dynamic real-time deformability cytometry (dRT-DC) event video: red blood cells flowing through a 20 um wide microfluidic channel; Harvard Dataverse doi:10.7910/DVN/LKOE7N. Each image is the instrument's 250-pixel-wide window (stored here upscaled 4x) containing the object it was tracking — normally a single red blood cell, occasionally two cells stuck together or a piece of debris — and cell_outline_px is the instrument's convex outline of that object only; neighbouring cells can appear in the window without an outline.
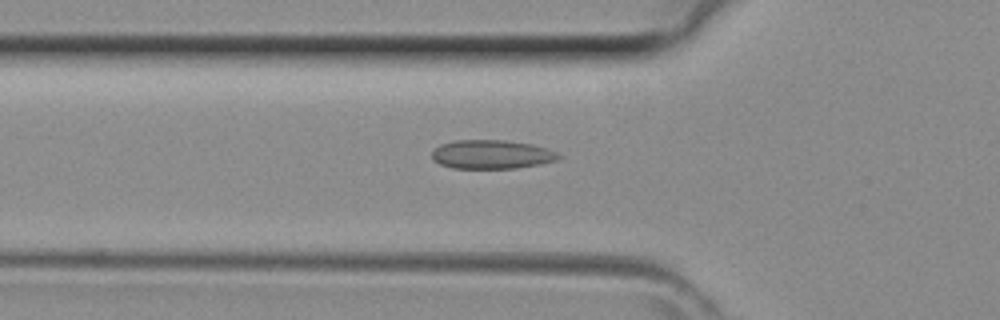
{"species": "common noctule bat (a hibernating species)", "species_latin": "Nyctalus noctula", "temperature_condition": "room temperature", "stored_images_in_passage": 30, "camera_frame_rate_fps": 3000, "um_per_image_px": 0.085, "animal": {"sex": "female", "body_mass_g": 29.2, "forearm_length_mm": 56.3}, "frame": {"image": 1, "passage_image": 3, "time_ms": 0.667, "image_size_px": [1000, 320], "cell_outline_px": [[560, 156], [556, 160], [540, 164], [516, 168], [452, 168], [440, 164], [432, 160], [432, 148], [440, 144], [456, 140], [504, 140], [532, 144], [548, 148], [556, 152]], "centroid_in_image_um": [41.75, 13.12], "position_along_channel_um": 84.1, "area_um2": 21.39}}
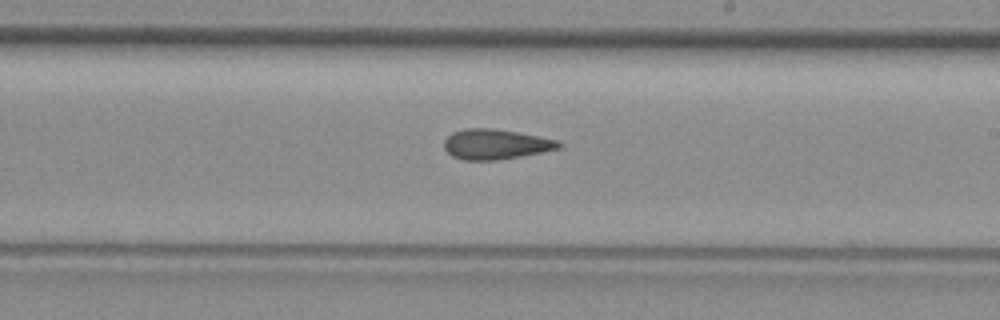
{"frame": {"image": 2, "passage_image": 13, "time_ms": 4.0, "image_size_px": [1000, 320], "cell_outline_px": [[564, 144], [560, 148], [520, 156], [496, 160], [464, 160], [452, 156], [444, 148], [444, 140], [452, 132], [464, 128], [492, 128], [516, 132], [556, 140]], "centroid_in_image_um": [42.09, 12.26], "position_along_channel_um": 246.9, "area_um2": 19.94}}
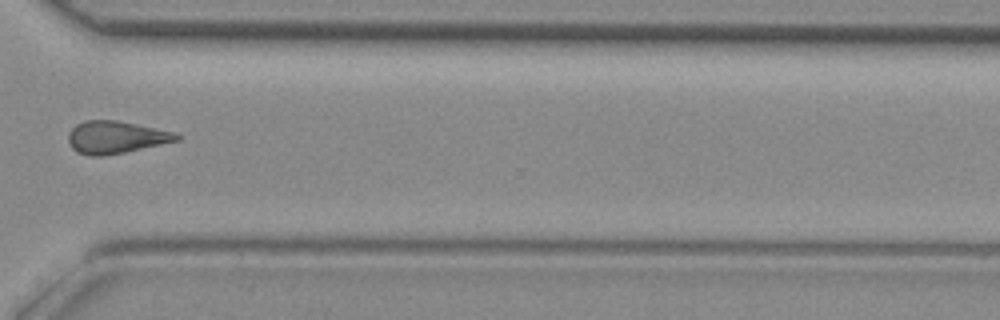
{"frame": {"image": 3, "passage_image": 20, "time_ms": 6.333, "image_size_px": [1000, 320], "cell_outline_px": [[180, 140], [124, 152], [100, 156], [92, 156], [76, 152], [72, 148], [68, 140], [68, 132], [76, 124], [84, 120], [116, 120], [136, 124], [172, 132], [180, 136]], "centroid_in_image_um": [9.79, 11.66], "position_along_channel_um": 360.8, "area_um2": 20.23}}